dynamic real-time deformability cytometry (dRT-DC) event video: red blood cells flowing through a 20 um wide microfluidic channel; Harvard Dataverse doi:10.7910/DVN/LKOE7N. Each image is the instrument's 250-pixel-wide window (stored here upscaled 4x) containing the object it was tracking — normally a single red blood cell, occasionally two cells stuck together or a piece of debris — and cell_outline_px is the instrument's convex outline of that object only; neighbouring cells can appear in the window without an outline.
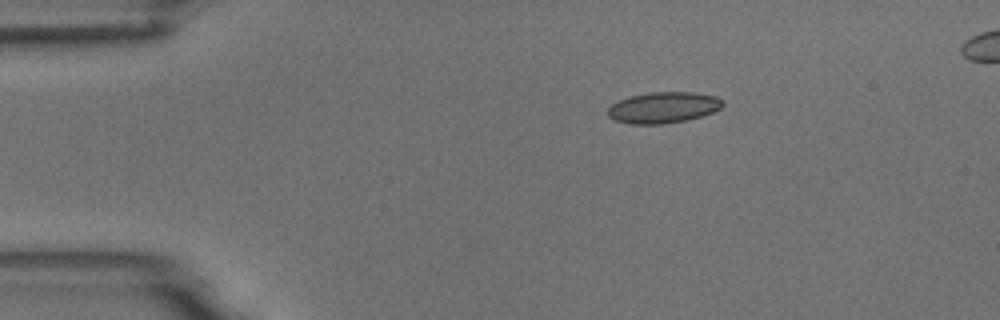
{"species": "common noctule bat (a hibernating species)", "species_latin": "Nyctalus noctula", "temperature_condition": "room temperature", "stored_images_in_passage": 13, "camera_frame_rate_fps": 3000, "um_per_image_px": 0.085, "animal": {"sex": "male", "body_mass_g": 18.8}, "frame": {"image": 1, "passage_image": 3, "time_ms": 2.333, "image_size_px": [1000, 320], "cell_outline_px": [[724, 104], [720, 108], [712, 112], [700, 116], [684, 120], [664, 124], [628, 124], [616, 120], [608, 116], [608, 108], [612, 104], [628, 96], [648, 92], [692, 92], [716, 96], [724, 100]], "centroid_in_image_um": [56.37, 9.13], "position_along_channel_um": 28.6, "area_um2": 20.81}}
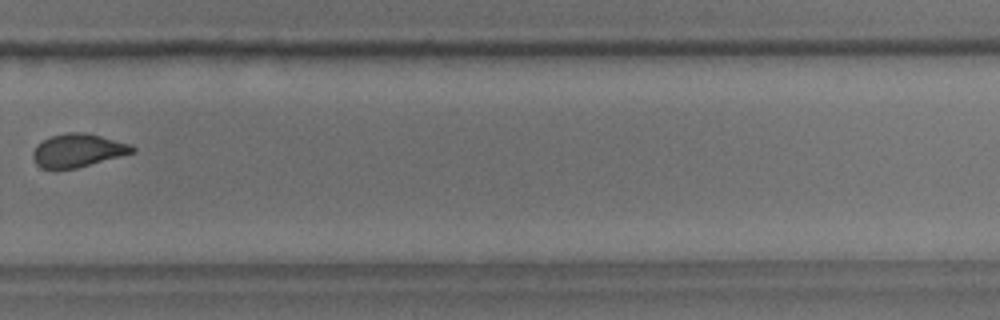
{"frame": {"image": 2, "passage_image": 11, "time_ms": 11.667, "image_size_px": [1000, 320], "cell_outline_px": [[136, 152], [76, 168], [40, 168], [32, 160], [32, 152], [36, 144], [52, 136], [68, 132], [84, 132], [132, 144], [136, 148]], "centroid_in_image_um": [6.62, 12.78], "position_along_channel_um": 323.2, "area_um2": 19.25}}
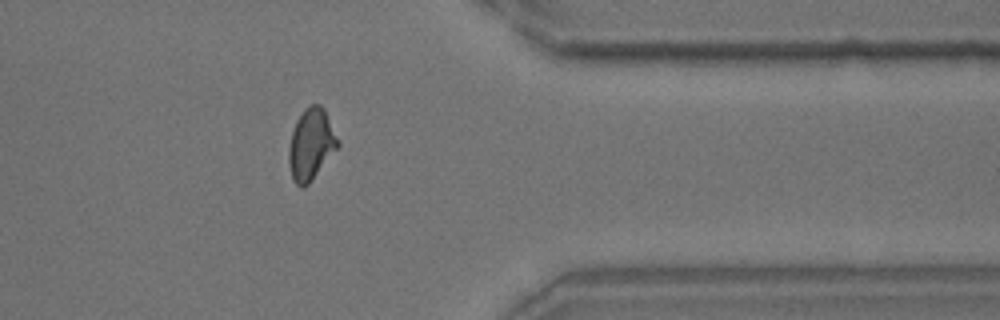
{"frame": {"image": 3, "passage_image": 13, "time_ms": 13.667, "image_size_px": [1000, 320], "cell_outline_px": [[340, 144], [308, 184], [304, 188], [300, 188], [292, 180], [288, 160], [288, 148], [292, 132], [296, 120], [304, 108], [308, 104], [320, 104], [324, 108]], "centroid_in_image_um": [26.41, 12.26], "position_along_channel_um": 385.0, "area_um2": 20.29}, "authors_computed_cell_mechanics": {"area_um2": 20.2878, "velocity_mm_per_s": 3.7416, "shape_relaxation_time_tau1_ms": null, "shape_relaxation_time_tau2_ms": 1.3241, "deformation_change_tau1": null, "deformation_change_tau2": 0.0437}}